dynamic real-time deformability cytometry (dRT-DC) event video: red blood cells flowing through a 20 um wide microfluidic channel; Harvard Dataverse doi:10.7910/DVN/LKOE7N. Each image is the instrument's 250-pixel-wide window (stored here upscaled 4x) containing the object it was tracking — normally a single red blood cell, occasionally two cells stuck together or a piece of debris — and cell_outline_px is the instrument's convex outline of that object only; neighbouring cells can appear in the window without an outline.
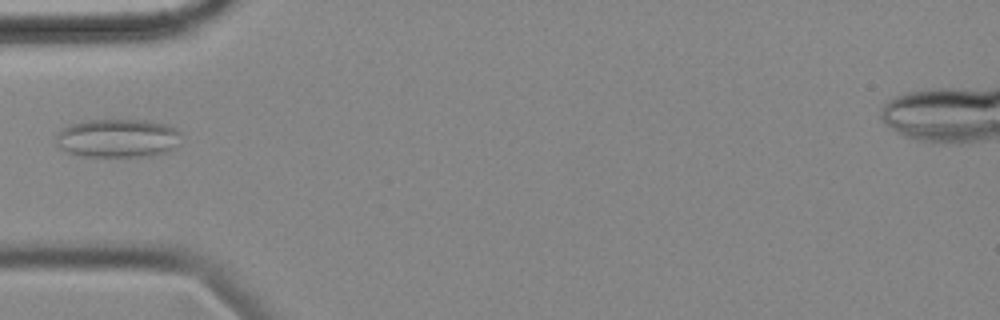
{"species": "common noctule bat (a hibernating species)", "species_latin": "Nyctalus noctula", "temperature_condition": "cold", "stored_images_in_passage": 36, "camera_frame_rate_fps": 3000, "um_per_image_px": 0.085, "animal": {"sex": "female", "body_mass_g": 18.4}, "frame": {"image": 1, "passage_image": 1, "time_ms": 0.0, "image_size_px": [1000, 320], "cell_outline_px": [[180, 144], [176, 148], [168, 152], [152, 156], [80, 156], [68, 152], [60, 148], [56, 144], [56, 136], [60, 128], [72, 124], [88, 120], [144, 120], [168, 124], [176, 128], [180, 132]], "centroid_in_image_um": [10.04, 11.75], "position_along_channel_um": 75.0, "area_um2": 28.5}}
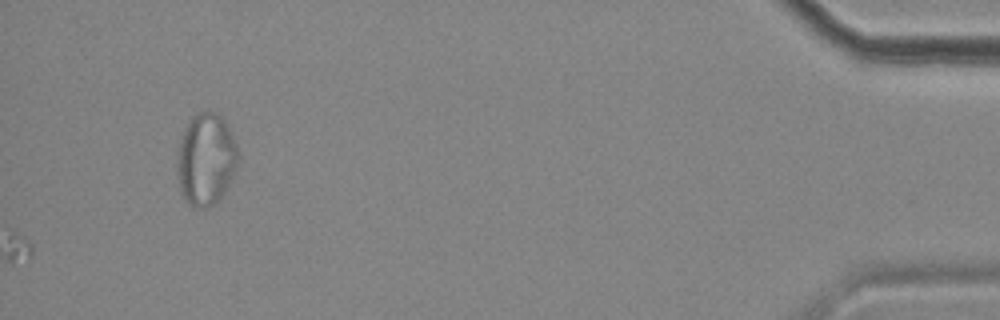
{"frame": {"image": 2, "passage_image": 36, "time_ms": 11.667, "image_size_px": [1000, 320], "cell_outline_px": [[240, 160], [232, 180], [220, 200], [216, 204], [208, 208], [192, 208], [184, 200], [180, 192], [176, 164], [176, 156], [180, 140], [184, 128], [192, 116], [196, 112], [208, 108], [216, 112], [224, 120], [236, 144], [240, 156]], "centroid_in_image_um": [17.5, 13.56], "position_along_channel_um": 417.7, "area_um2": 33.81}}